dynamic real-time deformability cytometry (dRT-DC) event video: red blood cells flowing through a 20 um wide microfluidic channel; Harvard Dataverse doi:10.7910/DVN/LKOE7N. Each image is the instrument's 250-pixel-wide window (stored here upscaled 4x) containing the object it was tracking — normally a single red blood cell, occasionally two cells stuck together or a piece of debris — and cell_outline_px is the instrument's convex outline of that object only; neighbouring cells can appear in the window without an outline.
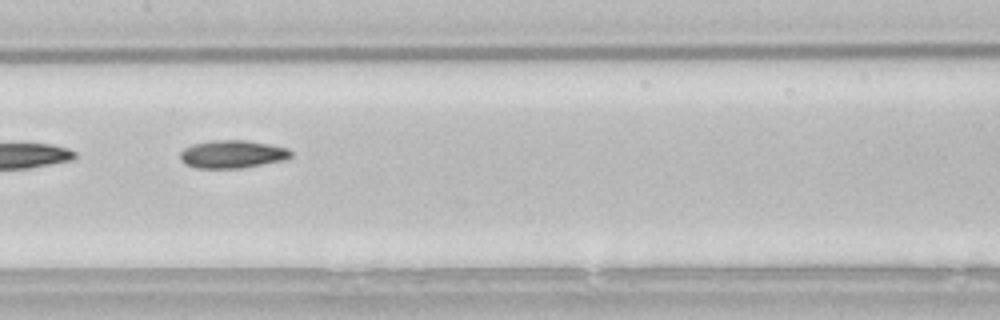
{"species": "common noctule bat (a hibernating species)", "species_latin": "Nyctalus noctula", "temperature_condition": "room temperature", "stored_images_in_passage": 6, "camera_frame_rate_fps": 3000, "um_per_image_px": 0.085, "animal": {"sex": "male", "body_mass_g": 21.5, "forearm_length_mm": 52.0}, "frame": {"image": 1, "passage_image": 6, "time_ms": 1.667, "image_size_px": [1000, 320], "cell_outline_px": [[292, 156], [284, 160], [240, 168], [196, 168], [184, 164], [180, 160], [180, 152], [184, 148], [192, 144], [212, 140], [248, 140], [288, 148], [292, 152]], "centroid_in_image_um": [19.72, 13.1], "position_along_channel_um": 187.7, "area_um2": 18.09}}